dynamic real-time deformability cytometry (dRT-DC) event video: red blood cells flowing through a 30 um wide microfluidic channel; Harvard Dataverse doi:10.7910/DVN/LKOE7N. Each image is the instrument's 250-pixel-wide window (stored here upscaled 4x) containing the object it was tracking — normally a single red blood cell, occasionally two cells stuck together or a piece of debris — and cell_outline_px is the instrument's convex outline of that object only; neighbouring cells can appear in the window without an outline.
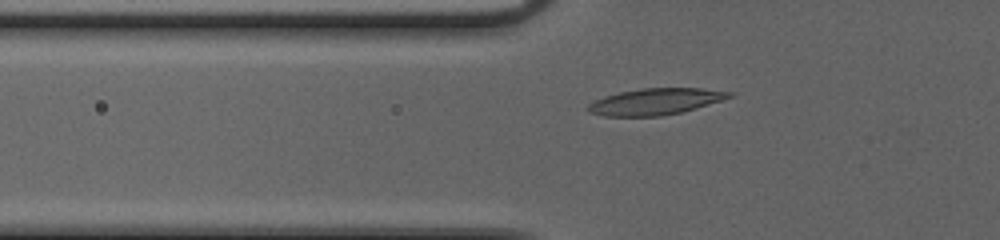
{"species": "common noctule bat (a hibernating species)", "species_latin": "Nyctalus noctula", "temperature_condition": "cold", "stored_images_in_passage": 46, "camera_frame_rate_fps": 3000, "um_per_image_px": 0.085, "animal": {"sex": "female", "body_mass_g": 20.0, "forearm_length_mm": 54.0}, "frame": {"image": 1, "passage_image": 14, "time_ms": 4.333, "image_size_px": [1000, 240], "cell_outline_px": [[736, 92], [732, 96], [696, 108], [680, 112], [660, 116], [604, 116], [588, 112], [584, 108], [588, 104], [604, 96], [620, 92], [644, 88], [700, 88]], "centroid_in_image_um": [55.67, 8.63], "position_along_channel_um": 70.1, "area_um2": 21.62}}
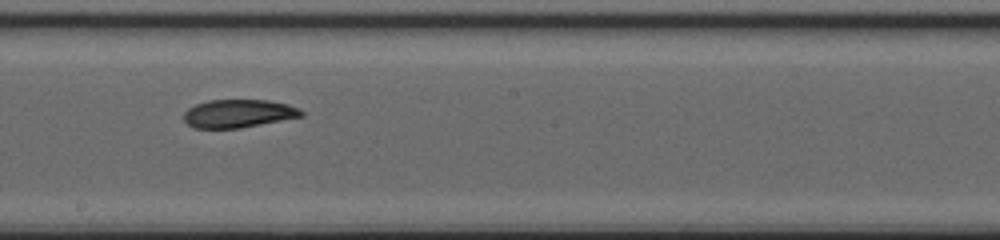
{"frame": {"image": 2, "passage_image": 26, "time_ms": 8.333, "image_size_px": [1000, 240], "cell_outline_px": [[304, 116], [240, 128], [192, 128], [184, 120], [184, 112], [188, 108], [196, 104], [208, 100], [268, 100], [288, 104], [300, 108], [304, 112]], "centroid_in_image_um": [20.28, 9.65], "position_along_channel_um": 227.9, "area_um2": 19.36}}
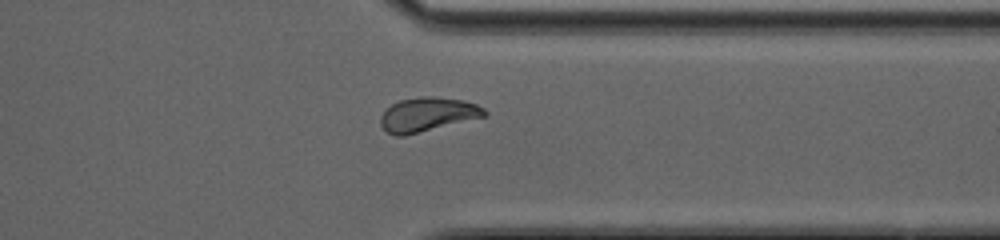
{"frame": {"image": 3, "passage_image": 37, "time_ms": 12.0, "image_size_px": [1000, 240], "cell_outline_px": [[488, 116], [404, 136], [396, 136], [388, 132], [380, 124], [380, 116], [392, 104], [400, 100], [424, 96], [436, 96], [464, 100], [476, 104], [484, 108], [488, 112]], "centroid_in_image_um": [36.39, 9.73], "position_along_channel_um": 375.0, "area_um2": 20.75}}